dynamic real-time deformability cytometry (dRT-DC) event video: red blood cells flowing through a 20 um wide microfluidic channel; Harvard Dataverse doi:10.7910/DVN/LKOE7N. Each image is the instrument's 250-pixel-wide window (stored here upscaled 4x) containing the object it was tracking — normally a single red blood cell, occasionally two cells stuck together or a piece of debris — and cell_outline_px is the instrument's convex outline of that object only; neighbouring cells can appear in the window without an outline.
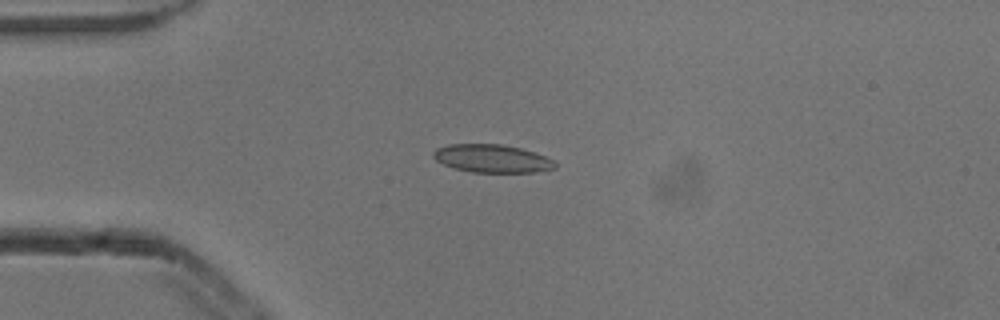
{"species": "common noctule bat (a hibernating species)", "species_latin": "Nyctalus noctula", "temperature_condition": "cold", "stored_images_in_passage": 5, "camera_frame_rate_fps": 3000, "um_per_image_px": 0.085, "animal": {"sex": "male", "body_mass_g": 13.3}, "frame": {"image": 1, "passage_image": 3, "time_ms": 0.667, "image_size_px": [1000, 320], "cell_outline_px": [[556, 168], [532, 172], [472, 172], [452, 168], [436, 160], [432, 156], [432, 152], [436, 148], [448, 144], [500, 144], [520, 148], [536, 152], [556, 160]], "centroid_in_image_um": [41.83, 13.47], "position_along_channel_um": 43.2, "area_um2": 20.06}}
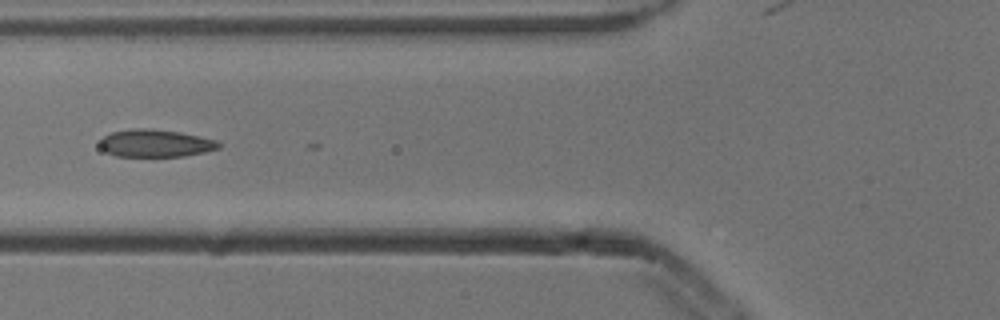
{"frame": {"image": 2, "passage_image": 5, "time_ms": 1.333, "image_size_px": [1000, 320], "cell_outline_px": [[220, 148], [204, 152], [184, 156], [116, 156], [100, 148], [100, 140], [104, 136], [112, 132], [132, 128], [152, 128], [180, 132], [200, 136], [216, 140], [220, 144]], "centroid_in_image_um": [13.22, 12.16], "position_along_channel_um": 112.6, "area_um2": 19.07}}